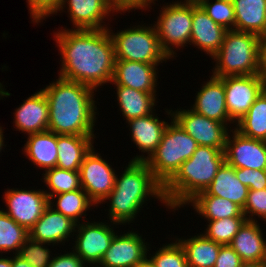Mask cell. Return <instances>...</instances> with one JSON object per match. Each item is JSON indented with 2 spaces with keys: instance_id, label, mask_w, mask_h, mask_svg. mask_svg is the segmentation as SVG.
Here are the masks:
<instances>
[{
  "instance_id": "1",
  "label": "cell",
  "mask_w": 266,
  "mask_h": 267,
  "mask_svg": "<svg viewBox=\"0 0 266 267\" xmlns=\"http://www.w3.org/2000/svg\"><path fill=\"white\" fill-rule=\"evenodd\" d=\"M61 28L53 32L61 59L58 76L96 91L100 86L110 84L116 59L108 29Z\"/></svg>"
},
{
  "instance_id": "2",
  "label": "cell",
  "mask_w": 266,
  "mask_h": 267,
  "mask_svg": "<svg viewBox=\"0 0 266 267\" xmlns=\"http://www.w3.org/2000/svg\"><path fill=\"white\" fill-rule=\"evenodd\" d=\"M49 104L48 130L58 135L96 136L99 92L76 81L58 76L41 89Z\"/></svg>"
},
{
  "instance_id": "3",
  "label": "cell",
  "mask_w": 266,
  "mask_h": 267,
  "mask_svg": "<svg viewBox=\"0 0 266 267\" xmlns=\"http://www.w3.org/2000/svg\"><path fill=\"white\" fill-rule=\"evenodd\" d=\"M121 172L120 176L116 174L111 193L99 204L108 202L109 208L105 211L108 212L107 219L110 222L117 223L120 227L135 223L151 198L154 201L157 199L166 207L163 186L155 179L146 162L129 161Z\"/></svg>"
},
{
  "instance_id": "4",
  "label": "cell",
  "mask_w": 266,
  "mask_h": 267,
  "mask_svg": "<svg viewBox=\"0 0 266 267\" xmlns=\"http://www.w3.org/2000/svg\"><path fill=\"white\" fill-rule=\"evenodd\" d=\"M224 162L225 154L221 149L198 146L192 156L181 164L175 175L163 186L166 211L171 210L175 213L199 192L205 191Z\"/></svg>"
},
{
  "instance_id": "5",
  "label": "cell",
  "mask_w": 266,
  "mask_h": 267,
  "mask_svg": "<svg viewBox=\"0 0 266 267\" xmlns=\"http://www.w3.org/2000/svg\"><path fill=\"white\" fill-rule=\"evenodd\" d=\"M259 38L257 34L227 30L222 46L211 57V74L218 78L258 74Z\"/></svg>"
},
{
  "instance_id": "6",
  "label": "cell",
  "mask_w": 266,
  "mask_h": 267,
  "mask_svg": "<svg viewBox=\"0 0 266 267\" xmlns=\"http://www.w3.org/2000/svg\"><path fill=\"white\" fill-rule=\"evenodd\" d=\"M198 143L172 119L156 151L146 163L155 179L164 186L198 148Z\"/></svg>"
},
{
  "instance_id": "7",
  "label": "cell",
  "mask_w": 266,
  "mask_h": 267,
  "mask_svg": "<svg viewBox=\"0 0 266 267\" xmlns=\"http://www.w3.org/2000/svg\"><path fill=\"white\" fill-rule=\"evenodd\" d=\"M135 24L117 32L112 30L113 27L107 28L113 42L115 59L149 64L171 61L160 46L155 26L146 23L140 25L137 22Z\"/></svg>"
},
{
  "instance_id": "8",
  "label": "cell",
  "mask_w": 266,
  "mask_h": 267,
  "mask_svg": "<svg viewBox=\"0 0 266 267\" xmlns=\"http://www.w3.org/2000/svg\"><path fill=\"white\" fill-rule=\"evenodd\" d=\"M153 21L162 50L173 61L176 51L190 44L192 31V0H172L160 8ZM188 44V45H187ZM176 49V50H175ZM173 58V59H172Z\"/></svg>"
},
{
  "instance_id": "9",
  "label": "cell",
  "mask_w": 266,
  "mask_h": 267,
  "mask_svg": "<svg viewBox=\"0 0 266 267\" xmlns=\"http://www.w3.org/2000/svg\"><path fill=\"white\" fill-rule=\"evenodd\" d=\"M107 221V222H106ZM105 221H85L76 224L72 250L86 265L99 264L118 232L119 224ZM109 223V224H108ZM116 225V226H115ZM115 226V227H114Z\"/></svg>"
},
{
  "instance_id": "10",
  "label": "cell",
  "mask_w": 266,
  "mask_h": 267,
  "mask_svg": "<svg viewBox=\"0 0 266 267\" xmlns=\"http://www.w3.org/2000/svg\"><path fill=\"white\" fill-rule=\"evenodd\" d=\"M102 157L93 146L79 169L81 187L96 209L113 190L117 174L107 159Z\"/></svg>"
},
{
  "instance_id": "11",
  "label": "cell",
  "mask_w": 266,
  "mask_h": 267,
  "mask_svg": "<svg viewBox=\"0 0 266 267\" xmlns=\"http://www.w3.org/2000/svg\"><path fill=\"white\" fill-rule=\"evenodd\" d=\"M7 188L3 193L6 210H2L17 224L29 231L49 206L43 189Z\"/></svg>"
},
{
  "instance_id": "12",
  "label": "cell",
  "mask_w": 266,
  "mask_h": 267,
  "mask_svg": "<svg viewBox=\"0 0 266 267\" xmlns=\"http://www.w3.org/2000/svg\"><path fill=\"white\" fill-rule=\"evenodd\" d=\"M221 79L224 82L228 114L235 125L266 88V82L258 74L227 76Z\"/></svg>"
},
{
  "instance_id": "13",
  "label": "cell",
  "mask_w": 266,
  "mask_h": 267,
  "mask_svg": "<svg viewBox=\"0 0 266 267\" xmlns=\"http://www.w3.org/2000/svg\"><path fill=\"white\" fill-rule=\"evenodd\" d=\"M172 116L199 146L225 150L226 138L230 129L224 123L209 119L190 108L172 110Z\"/></svg>"
},
{
  "instance_id": "14",
  "label": "cell",
  "mask_w": 266,
  "mask_h": 267,
  "mask_svg": "<svg viewBox=\"0 0 266 267\" xmlns=\"http://www.w3.org/2000/svg\"><path fill=\"white\" fill-rule=\"evenodd\" d=\"M67 10V12L65 11ZM58 12L68 13V18L72 22L71 29L100 30L107 29L109 23H105L117 12L106 0H60ZM112 13V14H111Z\"/></svg>"
},
{
  "instance_id": "15",
  "label": "cell",
  "mask_w": 266,
  "mask_h": 267,
  "mask_svg": "<svg viewBox=\"0 0 266 267\" xmlns=\"http://www.w3.org/2000/svg\"><path fill=\"white\" fill-rule=\"evenodd\" d=\"M156 110L144 117L133 118L126 122L128 124L130 131V139L133 144H136V147L139 149L141 154H137L132 157L129 161H141L146 162L150 156L156 151L157 146L162 140L163 133L168 121L173 119L172 109H166L164 114L169 117V120L159 118L155 113ZM170 115V116H169ZM145 153V154H144ZM147 154V156H146Z\"/></svg>"
},
{
  "instance_id": "16",
  "label": "cell",
  "mask_w": 266,
  "mask_h": 267,
  "mask_svg": "<svg viewBox=\"0 0 266 267\" xmlns=\"http://www.w3.org/2000/svg\"><path fill=\"white\" fill-rule=\"evenodd\" d=\"M225 162L236 168L266 170V141L241 135L235 129L228 132Z\"/></svg>"
},
{
  "instance_id": "17",
  "label": "cell",
  "mask_w": 266,
  "mask_h": 267,
  "mask_svg": "<svg viewBox=\"0 0 266 267\" xmlns=\"http://www.w3.org/2000/svg\"><path fill=\"white\" fill-rule=\"evenodd\" d=\"M119 232L99 262L102 267H135L147 255L150 242L142 234L133 228Z\"/></svg>"
},
{
  "instance_id": "18",
  "label": "cell",
  "mask_w": 266,
  "mask_h": 267,
  "mask_svg": "<svg viewBox=\"0 0 266 267\" xmlns=\"http://www.w3.org/2000/svg\"><path fill=\"white\" fill-rule=\"evenodd\" d=\"M209 78L204 81L201 89L198 88L199 91H196L194 103L191 104L190 109L209 119L224 123L230 130L235 129L226 107L223 80L213 75L211 77L209 75Z\"/></svg>"
},
{
  "instance_id": "19",
  "label": "cell",
  "mask_w": 266,
  "mask_h": 267,
  "mask_svg": "<svg viewBox=\"0 0 266 267\" xmlns=\"http://www.w3.org/2000/svg\"><path fill=\"white\" fill-rule=\"evenodd\" d=\"M76 223L62 213L55 211L48 206L42 216L29 230V237L42 243L51 244L54 248L58 245H65V242L73 239Z\"/></svg>"
},
{
  "instance_id": "20",
  "label": "cell",
  "mask_w": 266,
  "mask_h": 267,
  "mask_svg": "<svg viewBox=\"0 0 266 267\" xmlns=\"http://www.w3.org/2000/svg\"><path fill=\"white\" fill-rule=\"evenodd\" d=\"M159 65L161 64L116 60L110 84L123 85L141 92H157Z\"/></svg>"
},
{
  "instance_id": "21",
  "label": "cell",
  "mask_w": 266,
  "mask_h": 267,
  "mask_svg": "<svg viewBox=\"0 0 266 267\" xmlns=\"http://www.w3.org/2000/svg\"><path fill=\"white\" fill-rule=\"evenodd\" d=\"M227 30L210 18L203 8L192 0V31L190 44L203 50L210 58L220 49Z\"/></svg>"
},
{
  "instance_id": "22",
  "label": "cell",
  "mask_w": 266,
  "mask_h": 267,
  "mask_svg": "<svg viewBox=\"0 0 266 267\" xmlns=\"http://www.w3.org/2000/svg\"><path fill=\"white\" fill-rule=\"evenodd\" d=\"M39 90L14 109L13 126L16 131L30 135L48 130L49 104L44 92Z\"/></svg>"
},
{
  "instance_id": "23",
  "label": "cell",
  "mask_w": 266,
  "mask_h": 267,
  "mask_svg": "<svg viewBox=\"0 0 266 267\" xmlns=\"http://www.w3.org/2000/svg\"><path fill=\"white\" fill-rule=\"evenodd\" d=\"M263 228L256 221L246 220L229 244L242 262L266 261V238Z\"/></svg>"
},
{
  "instance_id": "24",
  "label": "cell",
  "mask_w": 266,
  "mask_h": 267,
  "mask_svg": "<svg viewBox=\"0 0 266 267\" xmlns=\"http://www.w3.org/2000/svg\"><path fill=\"white\" fill-rule=\"evenodd\" d=\"M24 142L26 143L22 151L34 167L44 171L56 167L58 158L57 134L46 130L28 135Z\"/></svg>"
},
{
  "instance_id": "25",
  "label": "cell",
  "mask_w": 266,
  "mask_h": 267,
  "mask_svg": "<svg viewBox=\"0 0 266 267\" xmlns=\"http://www.w3.org/2000/svg\"><path fill=\"white\" fill-rule=\"evenodd\" d=\"M117 106L122 112L123 120L126 122L133 118L147 116L153 113L157 106L158 94L156 92H141L123 85H115Z\"/></svg>"
},
{
  "instance_id": "26",
  "label": "cell",
  "mask_w": 266,
  "mask_h": 267,
  "mask_svg": "<svg viewBox=\"0 0 266 267\" xmlns=\"http://www.w3.org/2000/svg\"><path fill=\"white\" fill-rule=\"evenodd\" d=\"M248 191L249 188L237 178L235 168L224 162L207 189L197 195H213L226 198L243 209Z\"/></svg>"
},
{
  "instance_id": "27",
  "label": "cell",
  "mask_w": 266,
  "mask_h": 267,
  "mask_svg": "<svg viewBox=\"0 0 266 267\" xmlns=\"http://www.w3.org/2000/svg\"><path fill=\"white\" fill-rule=\"evenodd\" d=\"M96 136L58 135V158L56 167L69 171H79L86 154L94 146Z\"/></svg>"
},
{
  "instance_id": "28",
  "label": "cell",
  "mask_w": 266,
  "mask_h": 267,
  "mask_svg": "<svg viewBox=\"0 0 266 267\" xmlns=\"http://www.w3.org/2000/svg\"><path fill=\"white\" fill-rule=\"evenodd\" d=\"M235 12L234 30L258 36L266 34V0H232Z\"/></svg>"
},
{
  "instance_id": "29",
  "label": "cell",
  "mask_w": 266,
  "mask_h": 267,
  "mask_svg": "<svg viewBox=\"0 0 266 267\" xmlns=\"http://www.w3.org/2000/svg\"><path fill=\"white\" fill-rule=\"evenodd\" d=\"M202 232L194 236L174 237L184 249L188 267H214L222 244L208 239Z\"/></svg>"
},
{
  "instance_id": "30",
  "label": "cell",
  "mask_w": 266,
  "mask_h": 267,
  "mask_svg": "<svg viewBox=\"0 0 266 267\" xmlns=\"http://www.w3.org/2000/svg\"><path fill=\"white\" fill-rule=\"evenodd\" d=\"M187 205V206H186ZM193 207L198 217L206 220H218L227 217H245L242 208L230 200L213 195H195L185 204Z\"/></svg>"
},
{
  "instance_id": "31",
  "label": "cell",
  "mask_w": 266,
  "mask_h": 267,
  "mask_svg": "<svg viewBox=\"0 0 266 267\" xmlns=\"http://www.w3.org/2000/svg\"><path fill=\"white\" fill-rule=\"evenodd\" d=\"M49 206L78 224L80 221L85 222L87 220L86 212L95 208L96 205L81 188L51 196L49 198Z\"/></svg>"
},
{
  "instance_id": "32",
  "label": "cell",
  "mask_w": 266,
  "mask_h": 267,
  "mask_svg": "<svg viewBox=\"0 0 266 267\" xmlns=\"http://www.w3.org/2000/svg\"><path fill=\"white\" fill-rule=\"evenodd\" d=\"M234 127L245 137L266 141V88Z\"/></svg>"
},
{
  "instance_id": "33",
  "label": "cell",
  "mask_w": 266,
  "mask_h": 267,
  "mask_svg": "<svg viewBox=\"0 0 266 267\" xmlns=\"http://www.w3.org/2000/svg\"><path fill=\"white\" fill-rule=\"evenodd\" d=\"M41 181L47 187L46 190L44 186L42 188L48 198L53 195L72 192L82 188L79 171H69L57 167L43 171Z\"/></svg>"
},
{
  "instance_id": "34",
  "label": "cell",
  "mask_w": 266,
  "mask_h": 267,
  "mask_svg": "<svg viewBox=\"0 0 266 267\" xmlns=\"http://www.w3.org/2000/svg\"><path fill=\"white\" fill-rule=\"evenodd\" d=\"M28 237L29 231L0 209V254L17 255Z\"/></svg>"
},
{
  "instance_id": "35",
  "label": "cell",
  "mask_w": 266,
  "mask_h": 267,
  "mask_svg": "<svg viewBox=\"0 0 266 267\" xmlns=\"http://www.w3.org/2000/svg\"><path fill=\"white\" fill-rule=\"evenodd\" d=\"M246 217H227L218 220H205L206 224L203 234L222 245L230 244L239 228L246 221Z\"/></svg>"
},
{
  "instance_id": "36",
  "label": "cell",
  "mask_w": 266,
  "mask_h": 267,
  "mask_svg": "<svg viewBox=\"0 0 266 267\" xmlns=\"http://www.w3.org/2000/svg\"><path fill=\"white\" fill-rule=\"evenodd\" d=\"M170 241V243L163 244L162 247L160 245V248H157L152 254L149 253L152 248L149 244L148 256L156 267H188L186 255L180 243L175 238H171Z\"/></svg>"
},
{
  "instance_id": "37",
  "label": "cell",
  "mask_w": 266,
  "mask_h": 267,
  "mask_svg": "<svg viewBox=\"0 0 266 267\" xmlns=\"http://www.w3.org/2000/svg\"><path fill=\"white\" fill-rule=\"evenodd\" d=\"M196 2L217 24L226 30H234L235 12L232 0H196Z\"/></svg>"
},
{
  "instance_id": "38",
  "label": "cell",
  "mask_w": 266,
  "mask_h": 267,
  "mask_svg": "<svg viewBox=\"0 0 266 267\" xmlns=\"http://www.w3.org/2000/svg\"><path fill=\"white\" fill-rule=\"evenodd\" d=\"M50 245L28 237L19 249L17 256L33 267H48L53 259L52 251L48 248Z\"/></svg>"
},
{
  "instance_id": "39",
  "label": "cell",
  "mask_w": 266,
  "mask_h": 267,
  "mask_svg": "<svg viewBox=\"0 0 266 267\" xmlns=\"http://www.w3.org/2000/svg\"><path fill=\"white\" fill-rule=\"evenodd\" d=\"M242 210L247 220L256 222L262 220L266 224V188L249 190Z\"/></svg>"
},
{
  "instance_id": "40",
  "label": "cell",
  "mask_w": 266,
  "mask_h": 267,
  "mask_svg": "<svg viewBox=\"0 0 266 267\" xmlns=\"http://www.w3.org/2000/svg\"><path fill=\"white\" fill-rule=\"evenodd\" d=\"M31 23L41 24L43 20L54 16L60 5V0H26Z\"/></svg>"
},
{
  "instance_id": "41",
  "label": "cell",
  "mask_w": 266,
  "mask_h": 267,
  "mask_svg": "<svg viewBox=\"0 0 266 267\" xmlns=\"http://www.w3.org/2000/svg\"><path fill=\"white\" fill-rule=\"evenodd\" d=\"M235 174L239 181L249 190H262L266 188V170H252L236 168Z\"/></svg>"
},
{
  "instance_id": "42",
  "label": "cell",
  "mask_w": 266,
  "mask_h": 267,
  "mask_svg": "<svg viewBox=\"0 0 266 267\" xmlns=\"http://www.w3.org/2000/svg\"><path fill=\"white\" fill-rule=\"evenodd\" d=\"M242 260L229 244L221 245L214 267H240Z\"/></svg>"
},
{
  "instance_id": "43",
  "label": "cell",
  "mask_w": 266,
  "mask_h": 267,
  "mask_svg": "<svg viewBox=\"0 0 266 267\" xmlns=\"http://www.w3.org/2000/svg\"><path fill=\"white\" fill-rule=\"evenodd\" d=\"M86 264L82 261V259L71 249V251L64 253H58L53 256L52 261L48 265V267H85Z\"/></svg>"
},
{
  "instance_id": "44",
  "label": "cell",
  "mask_w": 266,
  "mask_h": 267,
  "mask_svg": "<svg viewBox=\"0 0 266 267\" xmlns=\"http://www.w3.org/2000/svg\"><path fill=\"white\" fill-rule=\"evenodd\" d=\"M114 10L123 15L126 12L130 13L133 10L145 11L148 0H106ZM123 13V14H122Z\"/></svg>"
},
{
  "instance_id": "45",
  "label": "cell",
  "mask_w": 266,
  "mask_h": 267,
  "mask_svg": "<svg viewBox=\"0 0 266 267\" xmlns=\"http://www.w3.org/2000/svg\"><path fill=\"white\" fill-rule=\"evenodd\" d=\"M258 75L266 82V34L259 38Z\"/></svg>"
},
{
  "instance_id": "46",
  "label": "cell",
  "mask_w": 266,
  "mask_h": 267,
  "mask_svg": "<svg viewBox=\"0 0 266 267\" xmlns=\"http://www.w3.org/2000/svg\"><path fill=\"white\" fill-rule=\"evenodd\" d=\"M12 266L13 267H33L27 261L21 259L17 255H12Z\"/></svg>"
},
{
  "instance_id": "47",
  "label": "cell",
  "mask_w": 266,
  "mask_h": 267,
  "mask_svg": "<svg viewBox=\"0 0 266 267\" xmlns=\"http://www.w3.org/2000/svg\"><path fill=\"white\" fill-rule=\"evenodd\" d=\"M135 267H156L148 254Z\"/></svg>"
},
{
  "instance_id": "48",
  "label": "cell",
  "mask_w": 266,
  "mask_h": 267,
  "mask_svg": "<svg viewBox=\"0 0 266 267\" xmlns=\"http://www.w3.org/2000/svg\"><path fill=\"white\" fill-rule=\"evenodd\" d=\"M12 255L9 256H3L0 254V267H13L12 266Z\"/></svg>"
},
{
  "instance_id": "49",
  "label": "cell",
  "mask_w": 266,
  "mask_h": 267,
  "mask_svg": "<svg viewBox=\"0 0 266 267\" xmlns=\"http://www.w3.org/2000/svg\"><path fill=\"white\" fill-rule=\"evenodd\" d=\"M240 267H266L265 262H243Z\"/></svg>"
},
{
  "instance_id": "50",
  "label": "cell",
  "mask_w": 266,
  "mask_h": 267,
  "mask_svg": "<svg viewBox=\"0 0 266 267\" xmlns=\"http://www.w3.org/2000/svg\"><path fill=\"white\" fill-rule=\"evenodd\" d=\"M4 133V129L2 128V126H0V153H2L1 151H5V147H6V144H5V135L3 134ZM4 148V149H3ZM1 156V155H0Z\"/></svg>"
},
{
  "instance_id": "51",
  "label": "cell",
  "mask_w": 266,
  "mask_h": 267,
  "mask_svg": "<svg viewBox=\"0 0 266 267\" xmlns=\"http://www.w3.org/2000/svg\"><path fill=\"white\" fill-rule=\"evenodd\" d=\"M156 1L158 2V0H148V2H147V5H146V9H145V12H146V10L148 11H150V9H152L151 7H152V4L154 5V6H156ZM151 5V6H150ZM150 8V9H149Z\"/></svg>"
},
{
  "instance_id": "52",
  "label": "cell",
  "mask_w": 266,
  "mask_h": 267,
  "mask_svg": "<svg viewBox=\"0 0 266 267\" xmlns=\"http://www.w3.org/2000/svg\"><path fill=\"white\" fill-rule=\"evenodd\" d=\"M90 267H102L101 265L99 264H90L89 265ZM88 265H86L85 267H89Z\"/></svg>"
}]
</instances>
